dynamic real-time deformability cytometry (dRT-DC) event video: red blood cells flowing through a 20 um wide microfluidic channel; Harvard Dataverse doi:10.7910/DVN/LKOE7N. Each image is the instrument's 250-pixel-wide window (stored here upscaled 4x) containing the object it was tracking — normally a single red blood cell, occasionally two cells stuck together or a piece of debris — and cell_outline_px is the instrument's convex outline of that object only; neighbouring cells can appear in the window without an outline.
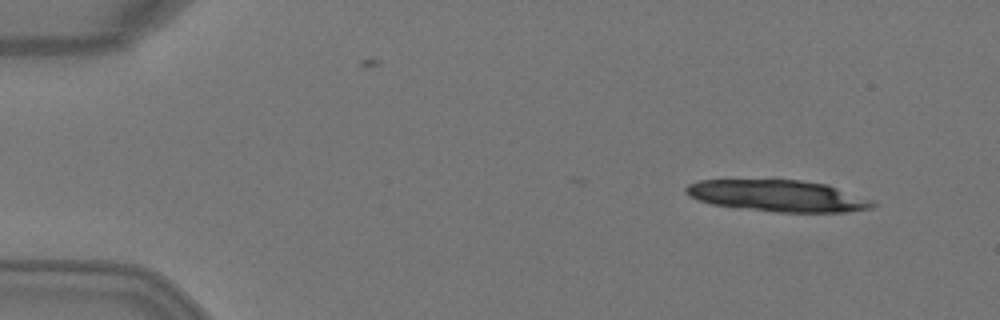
{"species": "Egyptian fruit bat (a non-hibernating species)", "species_latin": "Rousettus aegyptiacus", "temperature_condition": "warm", "stored_images_in_passage": 3, "camera_frame_rate_fps": 3000, "um_per_image_px": 0.085, "animal": {"sex": "female"}, "frame": {"image": 1, "passage_image": 1, "time_ms": 0.0, "image_size_px": [1000, 320], "cell_outline_px": [[880, 204], [872, 208], [848, 212], [776, 212], [736, 208], [712, 204], [700, 200], [684, 192], [684, 188], [688, 184], [700, 180], [800, 180], [828, 184], [876, 200]], "centroid_in_image_um": [66.22, 16.65], "position_along_channel_um": 18.8, "area_um2": 34.74}}